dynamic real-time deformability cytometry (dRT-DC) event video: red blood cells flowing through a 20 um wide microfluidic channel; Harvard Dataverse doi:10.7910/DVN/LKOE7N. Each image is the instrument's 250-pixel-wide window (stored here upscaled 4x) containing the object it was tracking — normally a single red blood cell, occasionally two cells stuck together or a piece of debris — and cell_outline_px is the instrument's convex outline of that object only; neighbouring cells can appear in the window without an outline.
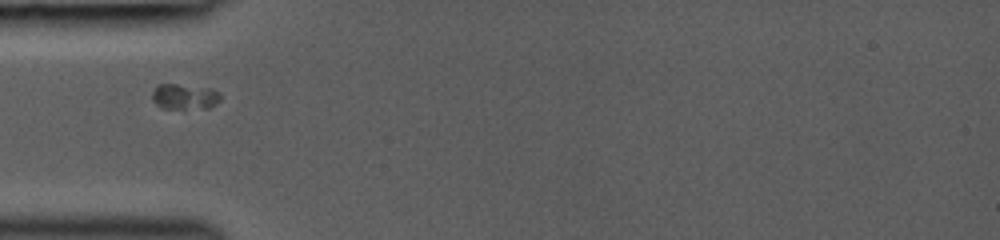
{"species": "common noctule bat (a hibernating species)", "species_latin": "Nyctalus noctula", "temperature_condition": "room temperature", "stored_images_in_passage": 10, "camera_frame_rate_fps": 3000, "um_per_image_px": 0.085, "animal": {"sex": "female", "body_mass_g": 19.0, "forearm_length_mm": 53.3}, "frame": {"image": 1, "passage_image": 5, "time_ms": 1.333, "image_size_px": [1000, 240], "cell_outline_px": [[220, 100], [216, 104], [208, 108], [184, 112], [160, 108], [152, 100], [152, 92], [156, 84], [176, 84], [212, 88], [220, 92]], "centroid_in_image_um": [15.68, 8.27], "position_along_channel_um": 69.3, "area_um2": 10.98}}
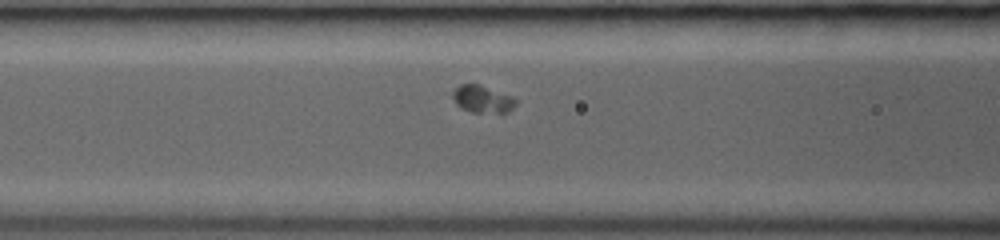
{"frame": {"image": 2, "passage_image": 9, "time_ms": 2.667, "image_size_px": [1000, 240], "cell_outline_px": [[516, 104], [508, 112], [472, 112], [460, 108], [456, 104], [452, 96], [452, 92], [460, 84], [480, 84], [512, 96], [516, 100]], "centroid_in_image_um": [40.99, 8.41], "position_along_channel_um": 125.6, "area_um2": 10.0}}